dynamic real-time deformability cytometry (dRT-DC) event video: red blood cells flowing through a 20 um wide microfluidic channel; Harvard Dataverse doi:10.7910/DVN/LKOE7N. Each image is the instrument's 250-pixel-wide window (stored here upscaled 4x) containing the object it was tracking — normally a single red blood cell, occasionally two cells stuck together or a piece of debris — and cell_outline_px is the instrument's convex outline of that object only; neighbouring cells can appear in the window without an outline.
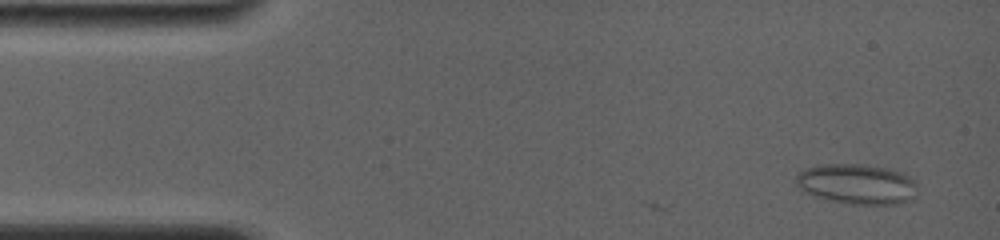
{"species": "common noctule bat (a hibernating species)", "species_latin": "Nyctalus noctula", "temperature_condition": "room temperature", "stored_images_in_passage": 11, "camera_frame_rate_fps": 4000, "um_per_image_px": 0.085, "animal": {"sex": "female", "body_mass_g": 19.0, "forearm_length_mm": 56.7}, "frame": {"image": 1, "passage_image": 7, "time_ms": 0.75, "image_size_px": [1000, 240], "cell_outline_px": [[916, 196], [912, 200], [896, 204], [852, 204], [832, 200], [816, 196], [804, 192], [796, 184], [796, 176], [804, 168], [820, 164], [860, 164], [892, 168], [904, 172], [916, 180]], "centroid_in_image_um": [72.89, 15.63], "position_along_channel_um": 12.1, "area_um2": 28.78}}